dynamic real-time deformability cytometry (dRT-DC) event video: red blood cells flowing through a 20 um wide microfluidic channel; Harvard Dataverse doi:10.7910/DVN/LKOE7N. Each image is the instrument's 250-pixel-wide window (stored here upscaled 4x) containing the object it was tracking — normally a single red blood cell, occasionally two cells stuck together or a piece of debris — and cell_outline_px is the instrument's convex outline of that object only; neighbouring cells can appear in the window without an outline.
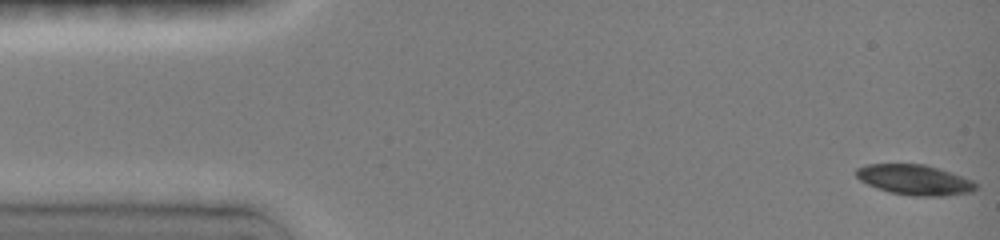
{"species": "common noctule bat (a hibernating species)", "species_latin": "Nyctalus noctula", "temperature_condition": "room temperature", "stored_images_in_passage": 48, "camera_frame_rate_fps": 3000, "um_per_image_px": 0.085, "animal": {"sex": "female", "body_mass_g": 19.0, "forearm_length_mm": 51.5}, "frame": {"image": 1, "passage_image": 1, "time_ms": 0.0, "image_size_px": [1000, 240], "cell_outline_px": [[980, 184], [972, 192], [944, 196], [912, 196], [892, 192], [868, 184], [860, 180], [856, 176], [856, 168], [868, 164], [924, 164], [952, 172], [972, 180]], "centroid_in_image_um": [77.8, 15.28], "position_along_channel_um": 7.2, "area_um2": 21.04}}
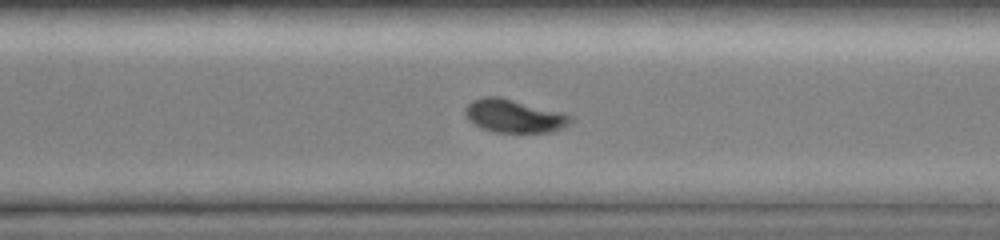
{"frame": {"image": 2, "passage_image": 34, "time_ms": 11.0, "image_size_px": [1000, 240], "cell_outline_px": [[572, 120], [564, 128], [552, 132], [496, 132], [480, 128], [468, 120], [464, 112], [464, 108], [472, 100], [484, 96], [500, 96], [564, 112], [572, 116]], "centroid_in_image_um": [43.7, 9.85], "position_along_channel_um": 326.9, "area_um2": 20.69}}
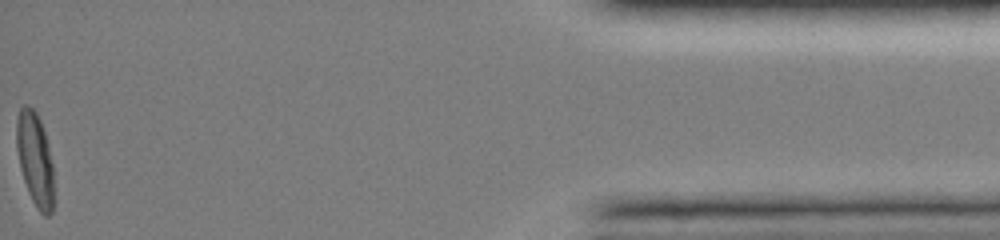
{"frame": {"image": 3, "passage_image": 48, "time_ms": 15.667, "image_size_px": [1000, 240], "cell_outline_px": [[52, 212], [48, 216], [44, 216], [36, 208], [28, 192], [20, 168], [16, 148], [16, 120], [20, 108], [24, 104], [28, 104], [36, 112], [40, 120], [44, 132], [52, 164]], "centroid_in_image_um": [2.94, 13.51], "position_along_channel_um": 432.3, "area_um2": 20.06}, "authors_computed_cell_mechanics": {"area_um2": 21.1548, "velocity_mm_per_s": 4.0114, "shape_relaxation_time_tau1_ms": 3.863, "shape_relaxation_time_tau2_ms": null, "deformation_change_tau1": 0.1397, "deformation_change_tau2": null}}